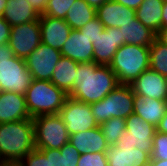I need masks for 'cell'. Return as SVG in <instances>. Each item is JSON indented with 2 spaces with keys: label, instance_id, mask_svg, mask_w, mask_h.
<instances>
[{
  "label": "cell",
  "instance_id": "obj_5",
  "mask_svg": "<svg viewBox=\"0 0 167 166\" xmlns=\"http://www.w3.org/2000/svg\"><path fill=\"white\" fill-rule=\"evenodd\" d=\"M31 81L25 59L15 56L9 44L0 45V90L25 95Z\"/></svg>",
  "mask_w": 167,
  "mask_h": 166
},
{
  "label": "cell",
  "instance_id": "obj_35",
  "mask_svg": "<svg viewBox=\"0 0 167 166\" xmlns=\"http://www.w3.org/2000/svg\"><path fill=\"white\" fill-rule=\"evenodd\" d=\"M40 15L45 11L47 0H27Z\"/></svg>",
  "mask_w": 167,
  "mask_h": 166
},
{
  "label": "cell",
  "instance_id": "obj_8",
  "mask_svg": "<svg viewBox=\"0 0 167 166\" xmlns=\"http://www.w3.org/2000/svg\"><path fill=\"white\" fill-rule=\"evenodd\" d=\"M59 115L66 125L69 136L99 126L91 112L90 104L67 97Z\"/></svg>",
  "mask_w": 167,
  "mask_h": 166
},
{
  "label": "cell",
  "instance_id": "obj_37",
  "mask_svg": "<svg viewBox=\"0 0 167 166\" xmlns=\"http://www.w3.org/2000/svg\"><path fill=\"white\" fill-rule=\"evenodd\" d=\"M156 131L167 134V110L159 124L156 126Z\"/></svg>",
  "mask_w": 167,
  "mask_h": 166
},
{
  "label": "cell",
  "instance_id": "obj_1",
  "mask_svg": "<svg viewBox=\"0 0 167 166\" xmlns=\"http://www.w3.org/2000/svg\"><path fill=\"white\" fill-rule=\"evenodd\" d=\"M76 73L74 88L68 96L87 104L102 100L119 85L109 65L80 63Z\"/></svg>",
  "mask_w": 167,
  "mask_h": 166
},
{
  "label": "cell",
  "instance_id": "obj_2",
  "mask_svg": "<svg viewBox=\"0 0 167 166\" xmlns=\"http://www.w3.org/2000/svg\"><path fill=\"white\" fill-rule=\"evenodd\" d=\"M35 148L33 118L0 123V164L18 165Z\"/></svg>",
  "mask_w": 167,
  "mask_h": 166
},
{
  "label": "cell",
  "instance_id": "obj_34",
  "mask_svg": "<svg viewBox=\"0 0 167 166\" xmlns=\"http://www.w3.org/2000/svg\"><path fill=\"white\" fill-rule=\"evenodd\" d=\"M11 26L0 17V45L8 44L10 38Z\"/></svg>",
  "mask_w": 167,
  "mask_h": 166
},
{
  "label": "cell",
  "instance_id": "obj_31",
  "mask_svg": "<svg viewBox=\"0 0 167 166\" xmlns=\"http://www.w3.org/2000/svg\"><path fill=\"white\" fill-rule=\"evenodd\" d=\"M77 166H108L106 153H85L80 155Z\"/></svg>",
  "mask_w": 167,
  "mask_h": 166
},
{
  "label": "cell",
  "instance_id": "obj_26",
  "mask_svg": "<svg viewBox=\"0 0 167 166\" xmlns=\"http://www.w3.org/2000/svg\"><path fill=\"white\" fill-rule=\"evenodd\" d=\"M46 158H49V166H77L80 157L79 151L66 143L61 149H40Z\"/></svg>",
  "mask_w": 167,
  "mask_h": 166
},
{
  "label": "cell",
  "instance_id": "obj_15",
  "mask_svg": "<svg viewBox=\"0 0 167 166\" xmlns=\"http://www.w3.org/2000/svg\"><path fill=\"white\" fill-rule=\"evenodd\" d=\"M39 25L41 42L57 50H61L72 31V28L65 20L43 14L39 17Z\"/></svg>",
  "mask_w": 167,
  "mask_h": 166
},
{
  "label": "cell",
  "instance_id": "obj_20",
  "mask_svg": "<svg viewBox=\"0 0 167 166\" xmlns=\"http://www.w3.org/2000/svg\"><path fill=\"white\" fill-rule=\"evenodd\" d=\"M167 110V101H161L154 98H144L134 95L133 113L138 115L145 122L153 124L155 127L159 124Z\"/></svg>",
  "mask_w": 167,
  "mask_h": 166
},
{
  "label": "cell",
  "instance_id": "obj_36",
  "mask_svg": "<svg viewBox=\"0 0 167 166\" xmlns=\"http://www.w3.org/2000/svg\"><path fill=\"white\" fill-rule=\"evenodd\" d=\"M116 2L132 9H137L143 2V0H115Z\"/></svg>",
  "mask_w": 167,
  "mask_h": 166
},
{
  "label": "cell",
  "instance_id": "obj_32",
  "mask_svg": "<svg viewBox=\"0 0 167 166\" xmlns=\"http://www.w3.org/2000/svg\"><path fill=\"white\" fill-rule=\"evenodd\" d=\"M18 166H49V158H46L40 149L35 148L23 158Z\"/></svg>",
  "mask_w": 167,
  "mask_h": 166
},
{
  "label": "cell",
  "instance_id": "obj_12",
  "mask_svg": "<svg viewBox=\"0 0 167 166\" xmlns=\"http://www.w3.org/2000/svg\"><path fill=\"white\" fill-rule=\"evenodd\" d=\"M130 86L134 94L140 97L167 101V77L150 68L145 70Z\"/></svg>",
  "mask_w": 167,
  "mask_h": 166
},
{
  "label": "cell",
  "instance_id": "obj_3",
  "mask_svg": "<svg viewBox=\"0 0 167 166\" xmlns=\"http://www.w3.org/2000/svg\"><path fill=\"white\" fill-rule=\"evenodd\" d=\"M109 67L117 76L119 84L130 85L150 68V47L123 44L117 49Z\"/></svg>",
  "mask_w": 167,
  "mask_h": 166
},
{
  "label": "cell",
  "instance_id": "obj_30",
  "mask_svg": "<svg viewBox=\"0 0 167 166\" xmlns=\"http://www.w3.org/2000/svg\"><path fill=\"white\" fill-rule=\"evenodd\" d=\"M151 160H167V134L155 132Z\"/></svg>",
  "mask_w": 167,
  "mask_h": 166
},
{
  "label": "cell",
  "instance_id": "obj_28",
  "mask_svg": "<svg viewBox=\"0 0 167 166\" xmlns=\"http://www.w3.org/2000/svg\"><path fill=\"white\" fill-rule=\"evenodd\" d=\"M109 145H114L126 131V119L111 118L99 125Z\"/></svg>",
  "mask_w": 167,
  "mask_h": 166
},
{
  "label": "cell",
  "instance_id": "obj_16",
  "mask_svg": "<svg viewBox=\"0 0 167 166\" xmlns=\"http://www.w3.org/2000/svg\"><path fill=\"white\" fill-rule=\"evenodd\" d=\"M93 43L77 29H72L60 52L77 63L93 62Z\"/></svg>",
  "mask_w": 167,
  "mask_h": 166
},
{
  "label": "cell",
  "instance_id": "obj_18",
  "mask_svg": "<svg viewBox=\"0 0 167 166\" xmlns=\"http://www.w3.org/2000/svg\"><path fill=\"white\" fill-rule=\"evenodd\" d=\"M69 142L79 151L80 155L88 152L106 153L109 147V144L99 126L84 132L70 135Z\"/></svg>",
  "mask_w": 167,
  "mask_h": 166
},
{
  "label": "cell",
  "instance_id": "obj_23",
  "mask_svg": "<svg viewBox=\"0 0 167 166\" xmlns=\"http://www.w3.org/2000/svg\"><path fill=\"white\" fill-rule=\"evenodd\" d=\"M79 63L62 56L57 62L54 72L52 73L51 82L69 95L74 88L76 79V69Z\"/></svg>",
  "mask_w": 167,
  "mask_h": 166
},
{
  "label": "cell",
  "instance_id": "obj_13",
  "mask_svg": "<svg viewBox=\"0 0 167 166\" xmlns=\"http://www.w3.org/2000/svg\"><path fill=\"white\" fill-rule=\"evenodd\" d=\"M106 157L108 166H146L151 161L149 153L130 144L109 145Z\"/></svg>",
  "mask_w": 167,
  "mask_h": 166
},
{
  "label": "cell",
  "instance_id": "obj_38",
  "mask_svg": "<svg viewBox=\"0 0 167 166\" xmlns=\"http://www.w3.org/2000/svg\"><path fill=\"white\" fill-rule=\"evenodd\" d=\"M156 39L163 45L167 46V28H161L156 34Z\"/></svg>",
  "mask_w": 167,
  "mask_h": 166
},
{
  "label": "cell",
  "instance_id": "obj_43",
  "mask_svg": "<svg viewBox=\"0 0 167 166\" xmlns=\"http://www.w3.org/2000/svg\"><path fill=\"white\" fill-rule=\"evenodd\" d=\"M2 166H18V165H2Z\"/></svg>",
  "mask_w": 167,
  "mask_h": 166
},
{
  "label": "cell",
  "instance_id": "obj_39",
  "mask_svg": "<svg viewBox=\"0 0 167 166\" xmlns=\"http://www.w3.org/2000/svg\"><path fill=\"white\" fill-rule=\"evenodd\" d=\"M88 5L95 8L96 10L103 5L105 2L110 0H84Z\"/></svg>",
  "mask_w": 167,
  "mask_h": 166
},
{
  "label": "cell",
  "instance_id": "obj_14",
  "mask_svg": "<svg viewBox=\"0 0 167 166\" xmlns=\"http://www.w3.org/2000/svg\"><path fill=\"white\" fill-rule=\"evenodd\" d=\"M119 27H108L93 42V62L109 65L117 49L124 43L121 40Z\"/></svg>",
  "mask_w": 167,
  "mask_h": 166
},
{
  "label": "cell",
  "instance_id": "obj_29",
  "mask_svg": "<svg viewBox=\"0 0 167 166\" xmlns=\"http://www.w3.org/2000/svg\"><path fill=\"white\" fill-rule=\"evenodd\" d=\"M74 2L75 0H47L43 15L65 20Z\"/></svg>",
  "mask_w": 167,
  "mask_h": 166
},
{
  "label": "cell",
  "instance_id": "obj_42",
  "mask_svg": "<svg viewBox=\"0 0 167 166\" xmlns=\"http://www.w3.org/2000/svg\"><path fill=\"white\" fill-rule=\"evenodd\" d=\"M6 5H7V0H0V17H2Z\"/></svg>",
  "mask_w": 167,
  "mask_h": 166
},
{
  "label": "cell",
  "instance_id": "obj_4",
  "mask_svg": "<svg viewBox=\"0 0 167 166\" xmlns=\"http://www.w3.org/2000/svg\"><path fill=\"white\" fill-rule=\"evenodd\" d=\"M26 106L31 118L59 114L68 95L51 81L32 79L26 93Z\"/></svg>",
  "mask_w": 167,
  "mask_h": 166
},
{
  "label": "cell",
  "instance_id": "obj_17",
  "mask_svg": "<svg viewBox=\"0 0 167 166\" xmlns=\"http://www.w3.org/2000/svg\"><path fill=\"white\" fill-rule=\"evenodd\" d=\"M25 96L3 91L0 95V123L30 119Z\"/></svg>",
  "mask_w": 167,
  "mask_h": 166
},
{
  "label": "cell",
  "instance_id": "obj_19",
  "mask_svg": "<svg viewBox=\"0 0 167 166\" xmlns=\"http://www.w3.org/2000/svg\"><path fill=\"white\" fill-rule=\"evenodd\" d=\"M97 18L108 27H121L126 22L131 21L136 13L135 9L128 8L115 0H110L101 5L97 10Z\"/></svg>",
  "mask_w": 167,
  "mask_h": 166
},
{
  "label": "cell",
  "instance_id": "obj_25",
  "mask_svg": "<svg viewBox=\"0 0 167 166\" xmlns=\"http://www.w3.org/2000/svg\"><path fill=\"white\" fill-rule=\"evenodd\" d=\"M97 17L96 9L88 5L84 0H75L68 10L65 21L72 29L79 30L87 22Z\"/></svg>",
  "mask_w": 167,
  "mask_h": 166
},
{
  "label": "cell",
  "instance_id": "obj_10",
  "mask_svg": "<svg viewBox=\"0 0 167 166\" xmlns=\"http://www.w3.org/2000/svg\"><path fill=\"white\" fill-rule=\"evenodd\" d=\"M155 132L156 127L153 124L145 122L133 113L126 118V131L116 144L134 145V148L151 155Z\"/></svg>",
  "mask_w": 167,
  "mask_h": 166
},
{
  "label": "cell",
  "instance_id": "obj_6",
  "mask_svg": "<svg viewBox=\"0 0 167 166\" xmlns=\"http://www.w3.org/2000/svg\"><path fill=\"white\" fill-rule=\"evenodd\" d=\"M134 92L129 84H119L102 100L90 104L98 125L111 118L126 119L133 114Z\"/></svg>",
  "mask_w": 167,
  "mask_h": 166
},
{
  "label": "cell",
  "instance_id": "obj_22",
  "mask_svg": "<svg viewBox=\"0 0 167 166\" xmlns=\"http://www.w3.org/2000/svg\"><path fill=\"white\" fill-rule=\"evenodd\" d=\"M121 40L124 44L150 47L156 39V34L143 25L136 16L120 27Z\"/></svg>",
  "mask_w": 167,
  "mask_h": 166
},
{
  "label": "cell",
  "instance_id": "obj_27",
  "mask_svg": "<svg viewBox=\"0 0 167 166\" xmlns=\"http://www.w3.org/2000/svg\"><path fill=\"white\" fill-rule=\"evenodd\" d=\"M150 69L167 77V46L157 39L150 46Z\"/></svg>",
  "mask_w": 167,
  "mask_h": 166
},
{
  "label": "cell",
  "instance_id": "obj_7",
  "mask_svg": "<svg viewBox=\"0 0 167 166\" xmlns=\"http://www.w3.org/2000/svg\"><path fill=\"white\" fill-rule=\"evenodd\" d=\"M37 149H61L69 142V134L59 114L39 115L33 118Z\"/></svg>",
  "mask_w": 167,
  "mask_h": 166
},
{
  "label": "cell",
  "instance_id": "obj_9",
  "mask_svg": "<svg viewBox=\"0 0 167 166\" xmlns=\"http://www.w3.org/2000/svg\"><path fill=\"white\" fill-rule=\"evenodd\" d=\"M61 57L60 50L41 42L25 59L32 79L50 81L55 66Z\"/></svg>",
  "mask_w": 167,
  "mask_h": 166
},
{
  "label": "cell",
  "instance_id": "obj_33",
  "mask_svg": "<svg viewBox=\"0 0 167 166\" xmlns=\"http://www.w3.org/2000/svg\"><path fill=\"white\" fill-rule=\"evenodd\" d=\"M105 30L104 25L96 17L93 20L87 22L79 31L85 34L90 41L95 42L96 38Z\"/></svg>",
  "mask_w": 167,
  "mask_h": 166
},
{
  "label": "cell",
  "instance_id": "obj_11",
  "mask_svg": "<svg viewBox=\"0 0 167 166\" xmlns=\"http://www.w3.org/2000/svg\"><path fill=\"white\" fill-rule=\"evenodd\" d=\"M41 43V30L38 21L11 27L9 46L14 55L26 59Z\"/></svg>",
  "mask_w": 167,
  "mask_h": 166
},
{
  "label": "cell",
  "instance_id": "obj_40",
  "mask_svg": "<svg viewBox=\"0 0 167 166\" xmlns=\"http://www.w3.org/2000/svg\"><path fill=\"white\" fill-rule=\"evenodd\" d=\"M162 28H167V0L163 2Z\"/></svg>",
  "mask_w": 167,
  "mask_h": 166
},
{
  "label": "cell",
  "instance_id": "obj_41",
  "mask_svg": "<svg viewBox=\"0 0 167 166\" xmlns=\"http://www.w3.org/2000/svg\"><path fill=\"white\" fill-rule=\"evenodd\" d=\"M150 166H167V160H151Z\"/></svg>",
  "mask_w": 167,
  "mask_h": 166
},
{
  "label": "cell",
  "instance_id": "obj_21",
  "mask_svg": "<svg viewBox=\"0 0 167 166\" xmlns=\"http://www.w3.org/2000/svg\"><path fill=\"white\" fill-rule=\"evenodd\" d=\"M2 17L12 27L38 21L40 14L34 10L27 0H7Z\"/></svg>",
  "mask_w": 167,
  "mask_h": 166
},
{
  "label": "cell",
  "instance_id": "obj_24",
  "mask_svg": "<svg viewBox=\"0 0 167 166\" xmlns=\"http://www.w3.org/2000/svg\"><path fill=\"white\" fill-rule=\"evenodd\" d=\"M163 0H143L135 10L136 18L155 34L162 28Z\"/></svg>",
  "mask_w": 167,
  "mask_h": 166
}]
</instances>
